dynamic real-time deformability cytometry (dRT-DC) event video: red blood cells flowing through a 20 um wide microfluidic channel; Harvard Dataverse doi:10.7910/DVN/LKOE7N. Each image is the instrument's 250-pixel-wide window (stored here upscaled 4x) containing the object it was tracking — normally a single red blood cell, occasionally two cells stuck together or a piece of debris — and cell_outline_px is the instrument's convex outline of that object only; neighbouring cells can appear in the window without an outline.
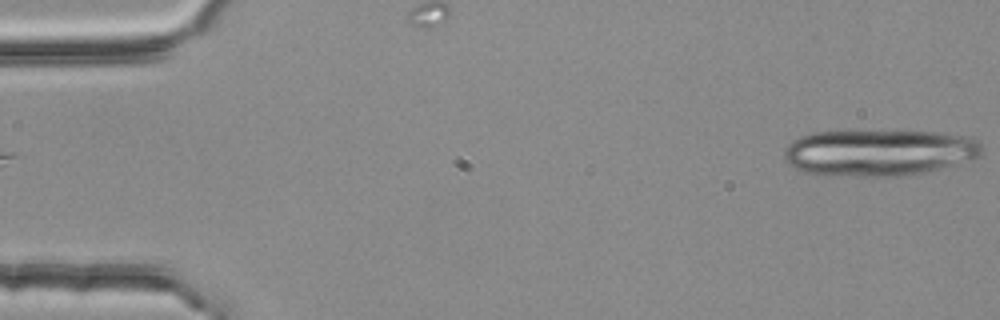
{"species": "common noctule bat (a hibernating species)", "species_latin": "Nyctalus noctula", "temperature_condition": "room temperature", "stored_images_in_passage": 3, "camera_frame_rate_fps": 3000, "um_per_image_px": 0.085, "animal": {"sex": "female", "body_mass_g": 25.1}, "frame": {"image": 1, "passage_image": 3, "time_ms": 0.667, "image_size_px": [1000, 320], "cell_outline_px": [[984, 148], [980, 156], [976, 160], [912, 176], [816, 176], [804, 172], [788, 164], [784, 156], [784, 148], [792, 140], [800, 136], [816, 132], [900, 128], [940, 132], [968, 136], [976, 140]], "centroid_in_image_um": [74.77, 12.95], "position_along_channel_um": 10.2, "area_um2": 56.18}}